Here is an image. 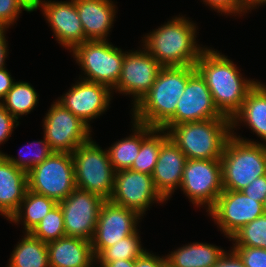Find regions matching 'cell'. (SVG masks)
Segmentation results:
<instances>
[{"label": "cell", "mask_w": 266, "mask_h": 267, "mask_svg": "<svg viewBox=\"0 0 266 267\" xmlns=\"http://www.w3.org/2000/svg\"><path fill=\"white\" fill-rule=\"evenodd\" d=\"M264 214L262 202L241 191L223 190L215 204L207 211L225 238L230 239L238 230Z\"/></svg>", "instance_id": "11"}, {"label": "cell", "mask_w": 266, "mask_h": 267, "mask_svg": "<svg viewBox=\"0 0 266 267\" xmlns=\"http://www.w3.org/2000/svg\"><path fill=\"white\" fill-rule=\"evenodd\" d=\"M27 147L28 152L23 154L22 151ZM29 147V148H28ZM33 152V153H32ZM54 151L50 148V144L43 136V140H37L23 145L18 153V158L7 153H2L5 158L11 162L17 168L28 173L35 165L42 163L47 159Z\"/></svg>", "instance_id": "31"}, {"label": "cell", "mask_w": 266, "mask_h": 267, "mask_svg": "<svg viewBox=\"0 0 266 267\" xmlns=\"http://www.w3.org/2000/svg\"><path fill=\"white\" fill-rule=\"evenodd\" d=\"M141 48L126 51L119 81L112 89L113 96L115 92L132 97V108L151 89L163 68L142 46Z\"/></svg>", "instance_id": "12"}, {"label": "cell", "mask_w": 266, "mask_h": 267, "mask_svg": "<svg viewBox=\"0 0 266 267\" xmlns=\"http://www.w3.org/2000/svg\"><path fill=\"white\" fill-rule=\"evenodd\" d=\"M135 267H169L166 255H156L149 249L145 250L139 257L135 259Z\"/></svg>", "instance_id": "39"}, {"label": "cell", "mask_w": 266, "mask_h": 267, "mask_svg": "<svg viewBox=\"0 0 266 267\" xmlns=\"http://www.w3.org/2000/svg\"><path fill=\"white\" fill-rule=\"evenodd\" d=\"M266 83L258 81L248 92L240 110L231 119V132L242 126L266 144ZM240 126V127H239Z\"/></svg>", "instance_id": "22"}, {"label": "cell", "mask_w": 266, "mask_h": 267, "mask_svg": "<svg viewBox=\"0 0 266 267\" xmlns=\"http://www.w3.org/2000/svg\"><path fill=\"white\" fill-rule=\"evenodd\" d=\"M195 68L204 78L215 106L229 119L240 110L248 92L258 82V79L244 77L228 55L210 46L201 53Z\"/></svg>", "instance_id": "1"}, {"label": "cell", "mask_w": 266, "mask_h": 267, "mask_svg": "<svg viewBox=\"0 0 266 267\" xmlns=\"http://www.w3.org/2000/svg\"><path fill=\"white\" fill-rule=\"evenodd\" d=\"M19 124L21 123L0 103V146L4 145L12 137L14 128H17ZM2 153L3 151L0 150V154Z\"/></svg>", "instance_id": "37"}, {"label": "cell", "mask_w": 266, "mask_h": 267, "mask_svg": "<svg viewBox=\"0 0 266 267\" xmlns=\"http://www.w3.org/2000/svg\"><path fill=\"white\" fill-rule=\"evenodd\" d=\"M15 81L6 67L0 68V102L5 98Z\"/></svg>", "instance_id": "41"}, {"label": "cell", "mask_w": 266, "mask_h": 267, "mask_svg": "<svg viewBox=\"0 0 266 267\" xmlns=\"http://www.w3.org/2000/svg\"><path fill=\"white\" fill-rule=\"evenodd\" d=\"M229 241H232V246L266 249V214L243 226Z\"/></svg>", "instance_id": "32"}, {"label": "cell", "mask_w": 266, "mask_h": 267, "mask_svg": "<svg viewBox=\"0 0 266 267\" xmlns=\"http://www.w3.org/2000/svg\"><path fill=\"white\" fill-rule=\"evenodd\" d=\"M223 117L214 104L204 78L196 70L188 78L185 90L177 102L175 115L162 129L168 130L171 126L186 122Z\"/></svg>", "instance_id": "18"}, {"label": "cell", "mask_w": 266, "mask_h": 267, "mask_svg": "<svg viewBox=\"0 0 266 267\" xmlns=\"http://www.w3.org/2000/svg\"><path fill=\"white\" fill-rule=\"evenodd\" d=\"M230 248L239 256L245 267H266V249L246 246Z\"/></svg>", "instance_id": "36"}, {"label": "cell", "mask_w": 266, "mask_h": 267, "mask_svg": "<svg viewBox=\"0 0 266 267\" xmlns=\"http://www.w3.org/2000/svg\"><path fill=\"white\" fill-rule=\"evenodd\" d=\"M70 53L83 73L80 79L104 84L111 90L117 85L126 50L109 40H87Z\"/></svg>", "instance_id": "6"}, {"label": "cell", "mask_w": 266, "mask_h": 267, "mask_svg": "<svg viewBox=\"0 0 266 267\" xmlns=\"http://www.w3.org/2000/svg\"><path fill=\"white\" fill-rule=\"evenodd\" d=\"M241 192L264 204L266 199V175L253 180L252 183L241 190Z\"/></svg>", "instance_id": "38"}, {"label": "cell", "mask_w": 266, "mask_h": 267, "mask_svg": "<svg viewBox=\"0 0 266 267\" xmlns=\"http://www.w3.org/2000/svg\"><path fill=\"white\" fill-rule=\"evenodd\" d=\"M30 233L46 243L66 236L63 213L59 204L49 211Z\"/></svg>", "instance_id": "33"}, {"label": "cell", "mask_w": 266, "mask_h": 267, "mask_svg": "<svg viewBox=\"0 0 266 267\" xmlns=\"http://www.w3.org/2000/svg\"><path fill=\"white\" fill-rule=\"evenodd\" d=\"M214 267H245L239 256L232 250L226 252L218 260Z\"/></svg>", "instance_id": "40"}, {"label": "cell", "mask_w": 266, "mask_h": 267, "mask_svg": "<svg viewBox=\"0 0 266 267\" xmlns=\"http://www.w3.org/2000/svg\"><path fill=\"white\" fill-rule=\"evenodd\" d=\"M57 204L55 200L27 189L19 208L8 221L17 226L22 224V233H30Z\"/></svg>", "instance_id": "26"}, {"label": "cell", "mask_w": 266, "mask_h": 267, "mask_svg": "<svg viewBox=\"0 0 266 267\" xmlns=\"http://www.w3.org/2000/svg\"><path fill=\"white\" fill-rule=\"evenodd\" d=\"M42 121L44 138L54 152L72 153L93 135V129L57 100L47 109Z\"/></svg>", "instance_id": "10"}, {"label": "cell", "mask_w": 266, "mask_h": 267, "mask_svg": "<svg viewBox=\"0 0 266 267\" xmlns=\"http://www.w3.org/2000/svg\"><path fill=\"white\" fill-rule=\"evenodd\" d=\"M109 200L137 212L143 218L153 204L167 203L156 190L152 175L131 169L115 172L114 191Z\"/></svg>", "instance_id": "13"}, {"label": "cell", "mask_w": 266, "mask_h": 267, "mask_svg": "<svg viewBox=\"0 0 266 267\" xmlns=\"http://www.w3.org/2000/svg\"><path fill=\"white\" fill-rule=\"evenodd\" d=\"M104 201L101 196L76 187L67 198L59 202L66 236L91 241Z\"/></svg>", "instance_id": "16"}, {"label": "cell", "mask_w": 266, "mask_h": 267, "mask_svg": "<svg viewBox=\"0 0 266 267\" xmlns=\"http://www.w3.org/2000/svg\"><path fill=\"white\" fill-rule=\"evenodd\" d=\"M95 266L98 267V264L94 263L91 267H95ZM99 267H102V266H99Z\"/></svg>", "instance_id": "46"}, {"label": "cell", "mask_w": 266, "mask_h": 267, "mask_svg": "<svg viewBox=\"0 0 266 267\" xmlns=\"http://www.w3.org/2000/svg\"><path fill=\"white\" fill-rule=\"evenodd\" d=\"M41 13L59 45L71 52L87 41L74 0H33V11Z\"/></svg>", "instance_id": "15"}, {"label": "cell", "mask_w": 266, "mask_h": 267, "mask_svg": "<svg viewBox=\"0 0 266 267\" xmlns=\"http://www.w3.org/2000/svg\"><path fill=\"white\" fill-rule=\"evenodd\" d=\"M26 81L14 82L5 98L0 102L6 110L17 120L22 116L28 115L39 104V93Z\"/></svg>", "instance_id": "28"}, {"label": "cell", "mask_w": 266, "mask_h": 267, "mask_svg": "<svg viewBox=\"0 0 266 267\" xmlns=\"http://www.w3.org/2000/svg\"><path fill=\"white\" fill-rule=\"evenodd\" d=\"M186 161L185 154L170 138L161 145L152 178L156 190L167 202L180 189Z\"/></svg>", "instance_id": "19"}, {"label": "cell", "mask_w": 266, "mask_h": 267, "mask_svg": "<svg viewBox=\"0 0 266 267\" xmlns=\"http://www.w3.org/2000/svg\"><path fill=\"white\" fill-rule=\"evenodd\" d=\"M28 189L27 173L0 154V215L9 220Z\"/></svg>", "instance_id": "23"}, {"label": "cell", "mask_w": 266, "mask_h": 267, "mask_svg": "<svg viewBox=\"0 0 266 267\" xmlns=\"http://www.w3.org/2000/svg\"><path fill=\"white\" fill-rule=\"evenodd\" d=\"M251 10L265 6L266 0H242Z\"/></svg>", "instance_id": "44"}, {"label": "cell", "mask_w": 266, "mask_h": 267, "mask_svg": "<svg viewBox=\"0 0 266 267\" xmlns=\"http://www.w3.org/2000/svg\"><path fill=\"white\" fill-rule=\"evenodd\" d=\"M132 132L128 137L117 140L110 147L106 148L110 162L116 172L128 170L140 152L143 139L154 129L148 125L135 122L131 119Z\"/></svg>", "instance_id": "25"}, {"label": "cell", "mask_w": 266, "mask_h": 267, "mask_svg": "<svg viewBox=\"0 0 266 267\" xmlns=\"http://www.w3.org/2000/svg\"><path fill=\"white\" fill-rule=\"evenodd\" d=\"M14 245L6 267H49L47 243L23 233Z\"/></svg>", "instance_id": "27"}, {"label": "cell", "mask_w": 266, "mask_h": 267, "mask_svg": "<svg viewBox=\"0 0 266 267\" xmlns=\"http://www.w3.org/2000/svg\"><path fill=\"white\" fill-rule=\"evenodd\" d=\"M195 66L163 67L151 89L130 110L132 120L162 128L174 115L179 98Z\"/></svg>", "instance_id": "3"}, {"label": "cell", "mask_w": 266, "mask_h": 267, "mask_svg": "<svg viewBox=\"0 0 266 267\" xmlns=\"http://www.w3.org/2000/svg\"><path fill=\"white\" fill-rule=\"evenodd\" d=\"M169 138L187 159H221L225 144L231 134V119L227 117L186 122L171 126Z\"/></svg>", "instance_id": "5"}, {"label": "cell", "mask_w": 266, "mask_h": 267, "mask_svg": "<svg viewBox=\"0 0 266 267\" xmlns=\"http://www.w3.org/2000/svg\"><path fill=\"white\" fill-rule=\"evenodd\" d=\"M87 40H108L116 21L114 0H74Z\"/></svg>", "instance_id": "20"}, {"label": "cell", "mask_w": 266, "mask_h": 267, "mask_svg": "<svg viewBox=\"0 0 266 267\" xmlns=\"http://www.w3.org/2000/svg\"><path fill=\"white\" fill-rule=\"evenodd\" d=\"M138 229L134 234L117 241L112 246L104 249L97 257L96 264L104 267L108 262L116 260H135L146 248L142 246L141 236Z\"/></svg>", "instance_id": "30"}, {"label": "cell", "mask_w": 266, "mask_h": 267, "mask_svg": "<svg viewBox=\"0 0 266 267\" xmlns=\"http://www.w3.org/2000/svg\"><path fill=\"white\" fill-rule=\"evenodd\" d=\"M221 157L223 190L241 191L266 175V144L231 132ZM241 135V136H240Z\"/></svg>", "instance_id": "4"}, {"label": "cell", "mask_w": 266, "mask_h": 267, "mask_svg": "<svg viewBox=\"0 0 266 267\" xmlns=\"http://www.w3.org/2000/svg\"><path fill=\"white\" fill-rule=\"evenodd\" d=\"M205 6L214 10L221 16H246V13H251L252 10L242 0H201Z\"/></svg>", "instance_id": "35"}, {"label": "cell", "mask_w": 266, "mask_h": 267, "mask_svg": "<svg viewBox=\"0 0 266 267\" xmlns=\"http://www.w3.org/2000/svg\"><path fill=\"white\" fill-rule=\"evenodd\" d=\"M104 267H135V260H116L108 262Z\"/></svg>", "instance_id": "43"}, {"label": "cell", "mask_w": 266, "mask_h": 267, "mask_svg": "<svg viewBox=\"0 0 266 267\" xmlns=\"http://www.w3.org/2000/svg\"><path fill=\"white\" fill-rule=\"evenodd\" d=\"M169 138L167 130L154 128L142 141L139 155L131 170L152 175L161 145Z\"/></svg>", "instance_id": "29"}, {"label": "cell", "mask_w": 266, "mask_h": 267, "mask_svg": "<svg viewBox=\"0 0 266 267\" xmlns=\"http://www.w3.org/2000/svg\"><path fill=\"white\" fill-rule=\"evenodd\" d=\"M27 183L28 190L61 202L76 188L72 154L53 152L27 173Z\"/></svg>", "instance_id": "8"}, {"label": "cell", "mask_w": 266, "mask_h": 267, "mask_svg": "<svg viewBox=\"0 0 266 267\" xmlns=\"http://www.w3.org/2000/svg\"><path fill=\"white\" fill-rule=\"evenodd\" d=\"M59 97L56 100L60 104L92 129L91 121L107 112L111 107L113 94L104 84L78 78L71 88Z\"/></svg>", "instance_id": "17"}, {"label": "cell", "mask_w": 266, "mask_h": 267, "mask_svg": "<svg viewBox=\"0 0 266 267\" xmlns=\"http://www.w3.org/2000/svg\"><path fill=\"white\" fill-rule=\"evenodd\" d=\"M141 217L137 212L105 200L100 208L91 245L95 258L106 248L140 228Z\"/></svg>", "instance_id": "14"}, {"label": "cell", "mask_w": 266, "mask_h": 267, "mask_svg": "<svg viewBox=\"0 0 266 267\" xmlns=\"http://www.w3.org/2000/svg\"><path fill=\"white\" fill-rule=\"evenodd\" d=\"M171 18L145 34L140 46L162 67L195 66L201 53L207 48L198 44L199 28L185 15H174Z\"/></svg>", "instance_id": "2"}, {"label": "cell", "mask_w": 266, "mask_h": 267, "mask_svg": "<svg viewBox=\"0 0 266 267\" xmlns=\"http://www.w3.org/2000/svg\"><path fill=\"white\" fill-rule=\"evenodd\" d=\"M22 11L34 12L33 0H0V28L14 26Z\"/></svg>", "instance_id": "34"}, {"label": "cell", "mask_w": 266, "mask_h": 267, "mask_svg": "<svg viewBox=\"0 0 266 267\" xmlns=\"http://www.w3.org/2000/svg\"><path fill=\"white\" fill-rule=\"evenodd\" d=\"M180 190L192 205L207 212L223 192L221 159H187Z\"/></svg>", "instance_id": "9"}, {"label": "cell", "mask_w": 266, "mask_h": 267, "mask_svg": "<svg viewBox=\"0 0 266 267\" xmlns=\"http://www.w3.org/2000/svg\"><path fill=\"white\" fill-rule=\"evenodd\" d=\"M76 187L109 200L114 191L115 170L107 149L91 138L72 153Z\"/></svg>", "instance_id": "7"}, {"label": "cell", "mask_w": 266, "mask_h": 267, "mask_svg": "<svg viewBox=\"0 0 266 267\" xmlns=\"http://www.w3.org/2000/svg\"><path fill=\"white\" fill-rule=\"evenodd\" d=\"M6 28H0V68L6 67V59L8 57V41L6 36Z\"/></svg>", "instance_id": "42"}, {"label": "cell", "mask_w": 266, "mask_h": 267, "mask_svg": "<svg viewBox=\"0 0 266 267\" xmlns=\"http://www.w3.org/2000/svg\"><path fill=\"white\" fill-rule=\"evenodd\" d=\"M263 206H264V214H266V199H265Z\"/></svg>", "instance_id": "45"}, {"label": "cell", "mask_w": 266, "mask_h": 267, "mask_svg": "<svg viewBox=\"0 0 266 267\" xmlns=\"http://www.w3.org/2000/svg\"><path fill=\"white\" fill-rule=\"evenodd\" d=\"M225 252L215 244L190 242L169 252L166 258L169 267H214Z\"/></svg>", "instance_id": "24"}, {"label": "cell", "mask_w": 266, "mask_h": 267, "mask_svg": "<svg viewBox=\"0 0 266 267\" xmlns=\"http://www.w3.org/2000/svg\"><path fill=\"white\" fill-rule=\"evenodd\" d=\"M49 267H91L96 263L91 241L63 236L47 243Z\"/></svg>", "instance_id": "21"}]
</instances>
